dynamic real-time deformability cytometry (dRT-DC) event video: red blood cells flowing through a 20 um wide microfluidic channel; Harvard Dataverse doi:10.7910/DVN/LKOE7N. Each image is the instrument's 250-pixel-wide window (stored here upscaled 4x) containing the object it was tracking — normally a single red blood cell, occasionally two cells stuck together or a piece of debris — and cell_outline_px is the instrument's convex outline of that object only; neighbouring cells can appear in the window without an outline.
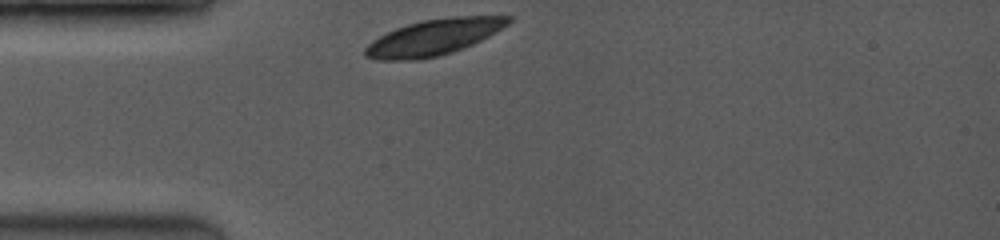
{"species": "common noctule bat (a hibernating species)", "species_latin": "Nyctalus noctula", "temperature_condition": "room temperature", "stored_images_in_passage": 2, "camera_frame_rate_fps": 3500, "um_per_image_px": 0.085, "animal": {"sex": "female", "body_mass_g": 19.0, "forearm_length_mm": 53.3}, "frame": {"image": 1, "passage_image": 1, "time_ms": 0.0, "image_size_px": [1000, 240], "cell_outline_px": [[512, 20], [508, 24], [496, 32], [472, 44], [452, 52], [420, 60], [376, 60], [364, 56], [364, 48], [372, 40], [396, 28], [408, 24], [424, 20], [452, 16], [512, 16]], "centroid_in_image_um": [36.84, 3.17], "position_along_channel_um": 48.2, "area_um2": 29.82}}